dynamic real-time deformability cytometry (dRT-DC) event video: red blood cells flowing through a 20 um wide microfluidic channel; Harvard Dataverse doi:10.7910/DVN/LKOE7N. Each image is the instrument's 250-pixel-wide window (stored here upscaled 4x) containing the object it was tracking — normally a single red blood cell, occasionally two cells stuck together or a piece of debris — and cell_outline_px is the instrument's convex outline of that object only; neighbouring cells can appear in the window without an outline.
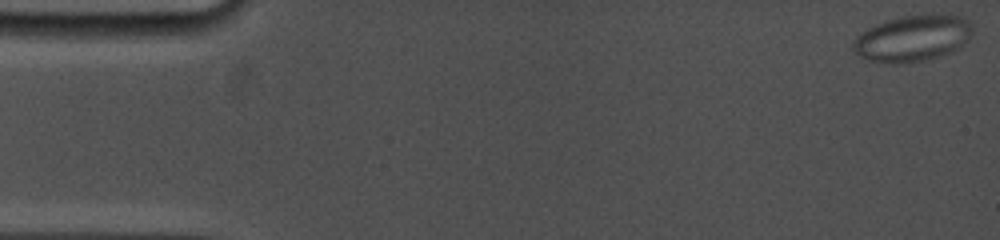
{"species": "common noctule bat (a hibernating species)", "species_latin": "Nyctalus noctula", "temperature_condition": "cold", "stored_images_in_passage": 13, "camera_frame_rate_fps": 5000, "um_per_image_px": 0.085, "animal": {"sex": "female", "body_mass_g": 19.0, "forearm_length_mm": 53.3}, "frame": {"image": 1, "passage_image": 1, "time_ms": 0.0, "image_size_px": [1000, 240], "cell_outline_px": [[972, 32], [968, 40], [960, 48], [952, 52], [940, 56], [924, 60], [904, 64], [892, 64], [868, 60], [860, 56], [852, 48], [852, 44], [856, 36], [868, 28], [876, 24], [888, 20], [904, 16], [932, 12], [960, 16], [968, 20], [972, 24]], "centroid_in_image_um": [77.61, 3.25], "position_along_channel_um": 7.4, "area_um2": 32.71}}
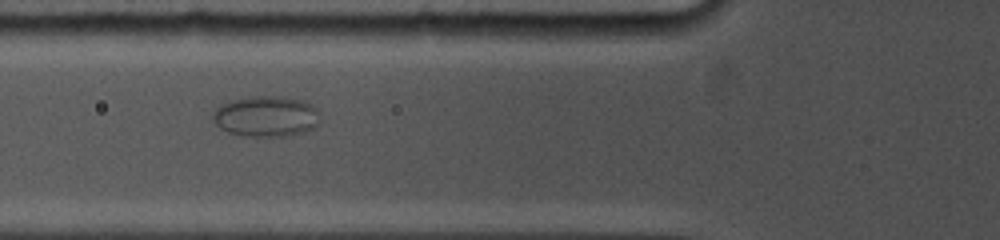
{"frame": {"image": 2, "passage_image": 10, "time_ms": 6.6, "image_size_px": [1000, 240], "cell_outline_px": [[320, 124], [316, 128], [304, 132], [284, 136], [244, 136], [228, 132], [220, 128], [212, 120], [212, 112], [220, 104], [232, 100], [252, 96], [280, 96], [300, 100], [312, 104], [320, 112]], "centroid_in_image_um": [22.64, 9.89], "position_along_channel_um": 103.2, "area_um2": 25.84}}
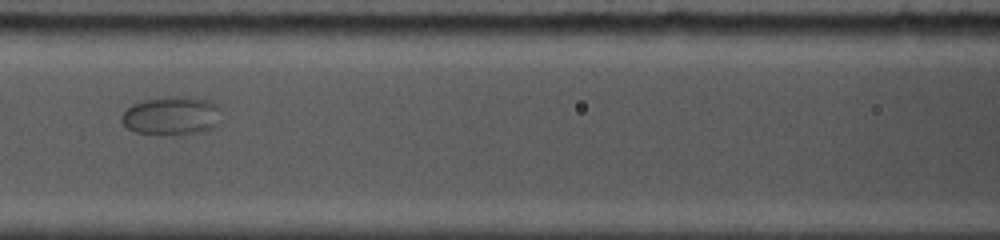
{"frame": {"image": 3, "passage_image": 12, "time_ms": 8.0, "image_size_px": [1000, 240], "cell_outline_px": [[220, 124], [212, 128], [200, 132], [136, 132], [128, 128], [120, 120], [120, 116], [132, 104], [144, 100], [172, 96], [184, 96], [204, 100], [216, 104]], "centroid_in_image_um": [14.56, 9.8], "position_along_channel_um": 152.0, "area_um2": 21.44}}